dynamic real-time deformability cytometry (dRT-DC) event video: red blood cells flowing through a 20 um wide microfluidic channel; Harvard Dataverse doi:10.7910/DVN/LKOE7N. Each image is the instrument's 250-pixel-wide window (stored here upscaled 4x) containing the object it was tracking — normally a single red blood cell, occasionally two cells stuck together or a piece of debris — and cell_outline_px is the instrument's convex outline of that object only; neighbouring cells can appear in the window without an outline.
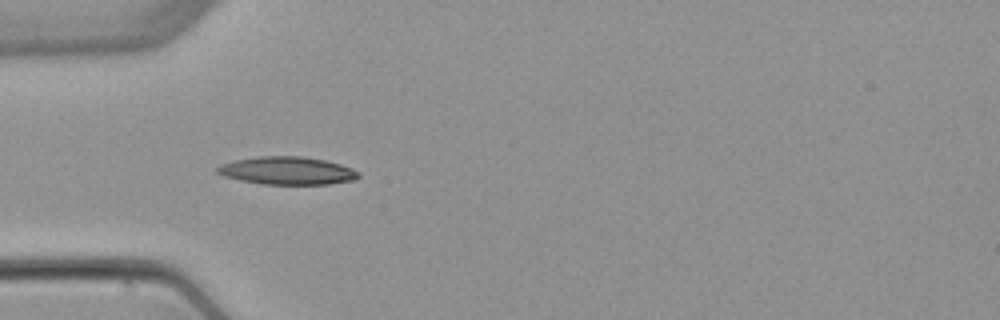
{"species": "common noctule bat (a hibernating species)", "species_latin": "Nyctalus noctula", "temperature_condition": "warm", "stored_images_in_passage": 6, "camera_frame_rate_fps": 3000, "um_per_image_px": 0.085, "animal": {"sex": "female", "body_mass_g": 22.7, "forearm_length_mm": 54.2}, "frame": {"image": 1, "passage_image": 5, "time_ms": 5.0, "image_size_px": [1000, 320], "cell_outline_px": [[360, 176], [356, 180], [328, 184], [260, 184], [240, 180], [224, 176], [216, 172], [216, 168], [220, 164], [236, 160], [260, 156], [300, 156], [324, 160], [340, 164], [352, 168], [360, 172]], "centroid_in_image_um": [24.43, 14.51], "position_along_channel_um": 60.6, "area_um2": 22.95}}
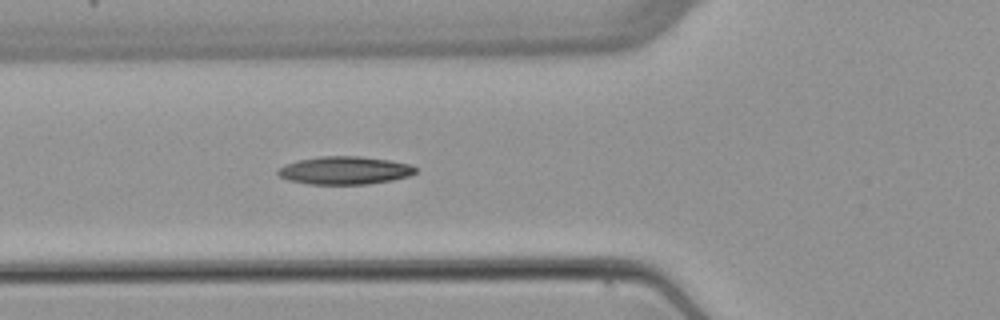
{"frame": {"image": 2, "passage_image": 6, "time_ms": 6.0, "image_size_px": [1000, 320], "cell_outline_px": [[416, 172], [408, 176], [392, 180], [368, 184], [308, 184], [288, 180], [280, 176], [276, 172], [284, 164], [296, 160], [320, 156], [360, 156], [388, 160], [412, 164], [416, 168]], "centroid_in_image_um": [29.28, 14.48], "position_along_channel_um": 96.5, "area_um2": 22.48}}